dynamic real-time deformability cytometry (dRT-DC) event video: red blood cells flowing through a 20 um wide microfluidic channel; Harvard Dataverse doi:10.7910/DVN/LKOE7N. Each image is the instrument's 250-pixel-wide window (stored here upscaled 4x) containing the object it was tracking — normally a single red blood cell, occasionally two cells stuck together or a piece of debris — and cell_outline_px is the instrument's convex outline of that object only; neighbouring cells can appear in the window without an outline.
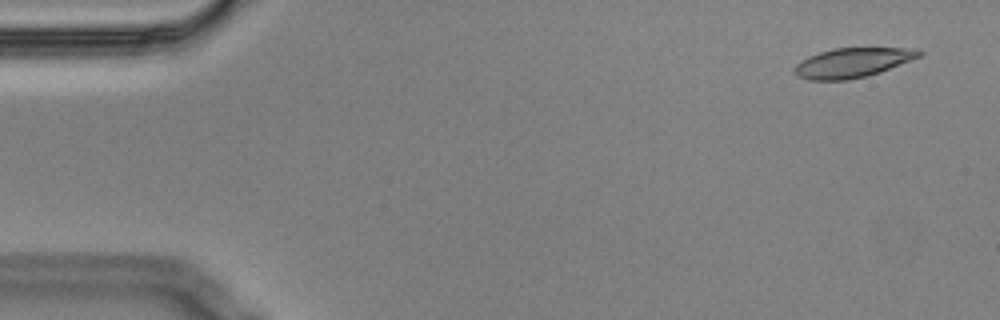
{"species": "Egyptian fruit bat (a non-hibernating species)", "species_latin": "Rousettus aegyptiacus", "temperature_condition": "cold", "stored_images_in_passage": 5, "camera_frame_rate_fps": 3000, "um_per_image_px": 0.085, "animal": {"sex": "male"}, "frame": {"image": 1, "passage_image": 1, "time_ms": 0.0, "image_size_px": [1000, 320], "cell_outline_px": [[924, 52], [920, 56], [912, 60], [880, 72], [848, 80], [808, 80], [796, 76], [792, 72], [796, 64], [808, 56], [820, 52], [836, 48], [916, 48]], "centroid_in_image_um": [72.45, 5.33], "position_along_channel_um": 12.6, "area_um2": 21.5}}
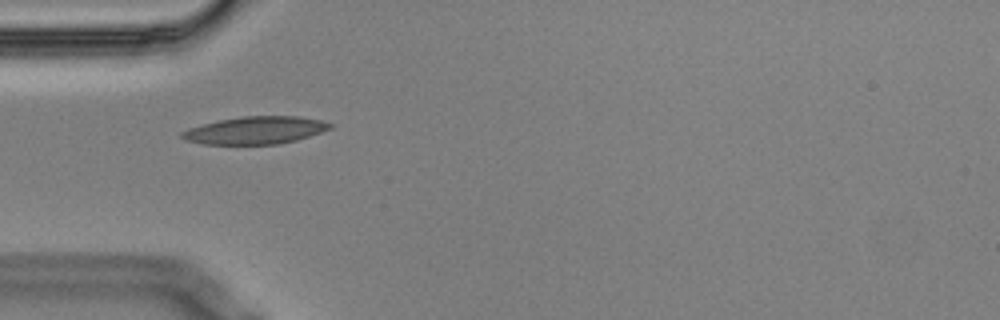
{"frame": {"image": 2, "passage_image": 4, "time_ms": 1.0, "image_size_px": [1000, 320], "cell_outline_px": [[336, 124], [332, 128], [296, 140], [280, 144], [200, 144], [184, 140], [180, 136], [180, 132], [188, 128], [220, 120], [240, 116], [300, 116], [320, 120]], "centroid_in_image_um": [21.7, 11.07], "position_along_channel_um": 63.3, "area_um2": 23.87}}
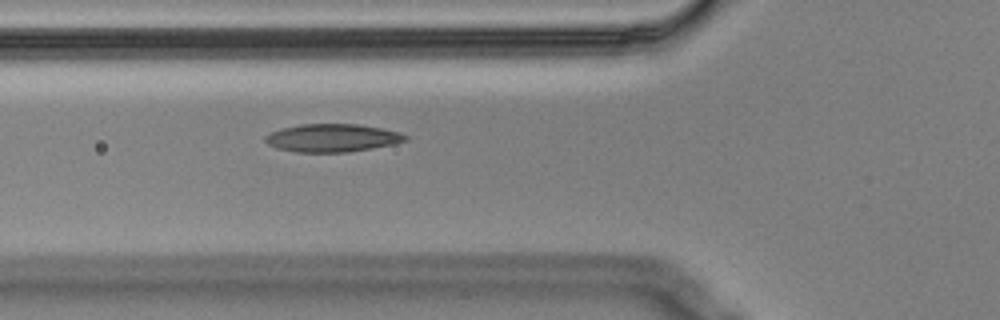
{"frame": {"image": 3, "passage_image": 5, "time_ms": 1.333, "image_size_px": [1000, 320], "cell_outline_px": [[408, 140], [392, 144], [372, 148], [348, 152], [296, 152], [276, 148], [268, 144], [264, 140], [264, 136], [272, 132], [284, 128], [300, 124], [360, 124], [400, 132], [408, 136]], "centroid_in_image_um": [28.25, 11.72], "position_along_channel_um": 97.6, "area_um2": 22.77}}